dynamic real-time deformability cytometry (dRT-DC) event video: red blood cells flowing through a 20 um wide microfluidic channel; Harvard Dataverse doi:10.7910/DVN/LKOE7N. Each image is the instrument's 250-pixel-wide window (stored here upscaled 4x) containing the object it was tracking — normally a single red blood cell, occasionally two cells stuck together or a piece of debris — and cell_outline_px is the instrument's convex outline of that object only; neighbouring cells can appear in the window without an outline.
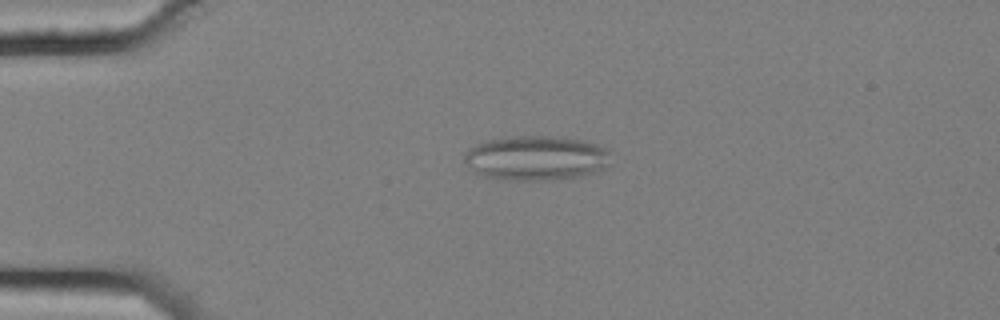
{"species": "common noctule bat (a hibernating species)", "species_latin": "Nyctalus noctula", "temperature_condition": "cold", "stored_images_in_passage": 5, "camera_frame_rate_fps": 3000, "um_per_image_px": 0.085, "animal": {"sex": "female", "body_mass_g": 25.1}, "frame": {"image": 1, "passage_image": 4, "time_ms": 1.0, "image_size_px": [1000, 320], "cell_outline_px": [[612, 152], [604, 168], [592, 172], [576, 176], [552, 180], [508, 180], [480, 176], [464, 160], [464, 156], [468, 148], [476, 144], [488, 140], [520, 136], [564, 136], [584, 140], [608, 148]], "centroid_in_image_um": [45.58, 13.42], "position_along_channel_um": 39.4, "area_um2": 38.09}}